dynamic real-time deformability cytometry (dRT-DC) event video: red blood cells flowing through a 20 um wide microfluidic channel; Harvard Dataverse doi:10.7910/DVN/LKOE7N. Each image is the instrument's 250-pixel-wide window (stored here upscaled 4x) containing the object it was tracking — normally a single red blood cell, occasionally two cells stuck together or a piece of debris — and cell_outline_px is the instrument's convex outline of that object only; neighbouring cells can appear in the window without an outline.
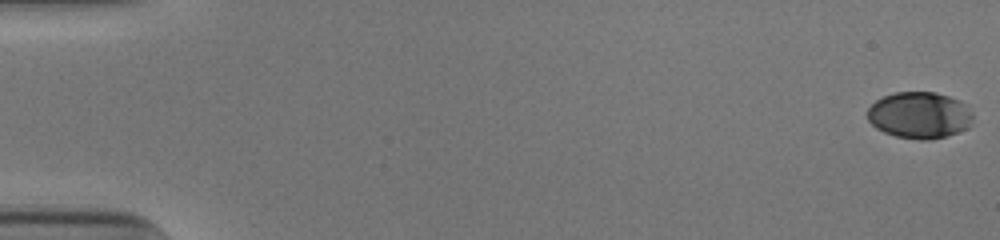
{"species": "human", "species_latin": "Homo sapiens", "temperature_condition": "cold", "stored_images_in_passage": 54, "camera_frame_rate_fps": 3000, "um_per_image_px": 0.085, "donor": {"sex": "male"}, "frame": {"image": 1, "passage_image": 1, "time_ms": 0.0, "image_size_px": [1000, 240], "cell_outline_px": [[972, 124], [968, 128], [948, 136], [928, 140], [920, 140], [896, 136], [884, 132], [876, 128], [868, 120], [868, 108], [876, 100], [884, 96], [896, 92], [936, 92], [960, 100], [968, 104], [972, 112]], "centroid_in_image_um": [78.2, 9.79], "position_along_channel_um": 6.8, "area_um2": 28.9}}
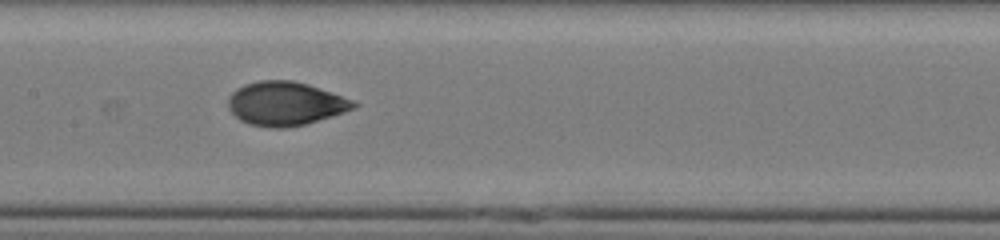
{"frame": {"image": 2, "passage_image": 28, "time_ms": 9.0, "image_size_px": [1000, 240], "cell_outline_px": [[360, 104], [356, 108], [344, 112], [304, 124], [284, 128], [268, 128], [248, 124], [240, 120], [228, 108], [228, 96], [236, 88], [244, 84], [260, 80], [292, 80], [308, 84], [352, 100]], "centroid_in_image_um": [24.22, 8.8], "position_along_channel_um": 183.2, "area_um2": 31.96}}
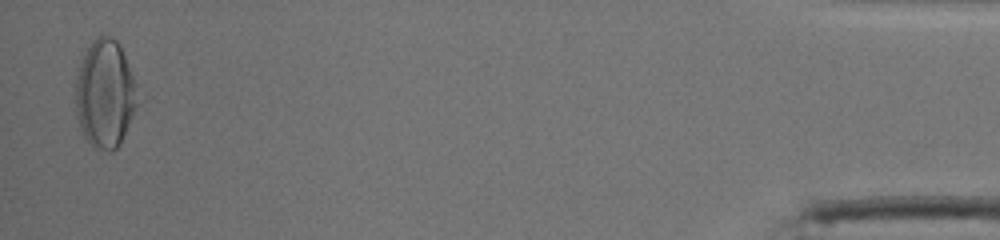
{"frame": {"image": 3, "passage_image": 53, "time_ms": 17.333, "image_size_px": [1000, 240], "cell_outline_px": [[136, 104], [132, 116], [120, 144], [112, 152], [108, 152], [96, 148], [84, 136], [80, 128], [76, 112], [76, 80], [84, 48], [92, 40], [104, 32], [112, 36], [120, 44], [136, 84]], "centroid_in_image_um": [8.9, 7.92], "position_along_channel_um": 426.3, "area_um2": 38.96}, "authors_computed_cell_mechanics": {"area_um2": 30.9519, "velocity_mm_per_s": 3.9059, "shape_relaxation_time_tau1_ms": 4.3176, "shape_relaxation_time_tau2_ms": 0.9, "deformation_change_tau1": 0.186, "deformation_change_tau2": 0.0411}}